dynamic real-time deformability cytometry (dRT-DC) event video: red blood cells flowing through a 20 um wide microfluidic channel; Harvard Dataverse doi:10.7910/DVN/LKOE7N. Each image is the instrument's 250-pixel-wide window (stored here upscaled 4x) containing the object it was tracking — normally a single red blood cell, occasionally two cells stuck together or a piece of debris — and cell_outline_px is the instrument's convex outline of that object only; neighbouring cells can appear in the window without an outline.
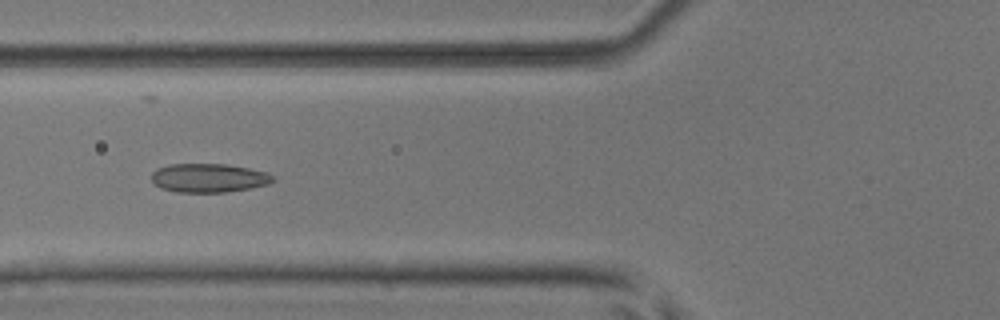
{"species": "common noctule bat (a hibernating species)", "species_latin": "Nyctalus noctula", "temperature_condition": "room temperature", "stored_images_in_passage": 51, "camera_frame_rate_fps": 3000, "um_per_image_px": 0.085, "animal": {"sex": "male", "body_mass_g": 17.9, "forearm_length_mm": 54.2}, "frame": {"image": 1, "passage_image": 20, "time_ms": 6.333, "image_size_px": [1000, 320], "cell_outline_px": [[276, 180], [268, 184], [248, 188], [224, 192], [176, 192], [160, 188], [152, 184], [152, 172], [156, 168], [168, 164], [224, 164], [248, 168], [264, 172], [276, 176]], "centroid_in_image_um": [17.7, 15.12], "position_along_channel_um": 108.1, "area_um2": 20.46}}
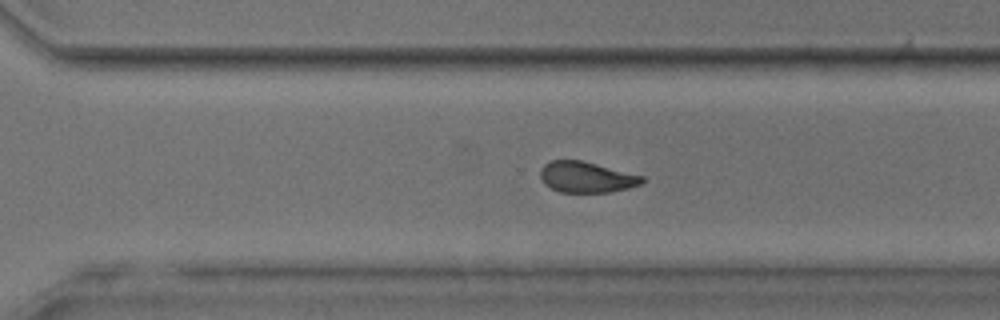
{"frame": {"image": 2, "passage_image": 36, "time_ms": 11.667, "image_size_px": [1000, 320], "cell_outline_px": [[644, 180], [640, 184], [628, 188], [608, 192], [560, 192], [544, 184], [540, 176], [540, 168], [544, 164], [552, 160], [580, 160], [644, 176]], "centroid_in_image_um": [49.82, 15.05], "position_along_channel_um": 320.8, "area_um2": 18.15}}
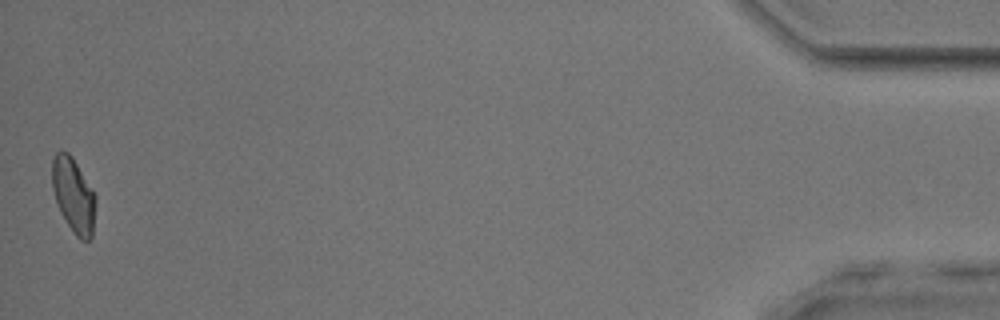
{"frame": {"image": 3, "passage_image": 51, "time_ms": 16.667, "image_size_px": [1000, 320], "cell_outline_px": [[96, 204], [92, 236], [88, 240], [80, 240], [72, 232], [60, 212], [52, 188], [52, 160], [56, 152], [60, 148], [68, 152], [72, 156], [96, 196]], "centroid_in_image_um": [6.24, 16.59], "position_along_channel_um": 429.0, "area_um2": 19.07}, "authors_computed_cell_mechanics": {"area_um2": 19.363, "velocity_mm_per_s": 3.9952, "shape_relaxation_time_tau1_ms": 6.3733, "shape_relaxation_time_tau2_ms": 1.6547, "deformation_change_tau1": 0.1277, "deformation_change_tau2": 0.0804}}